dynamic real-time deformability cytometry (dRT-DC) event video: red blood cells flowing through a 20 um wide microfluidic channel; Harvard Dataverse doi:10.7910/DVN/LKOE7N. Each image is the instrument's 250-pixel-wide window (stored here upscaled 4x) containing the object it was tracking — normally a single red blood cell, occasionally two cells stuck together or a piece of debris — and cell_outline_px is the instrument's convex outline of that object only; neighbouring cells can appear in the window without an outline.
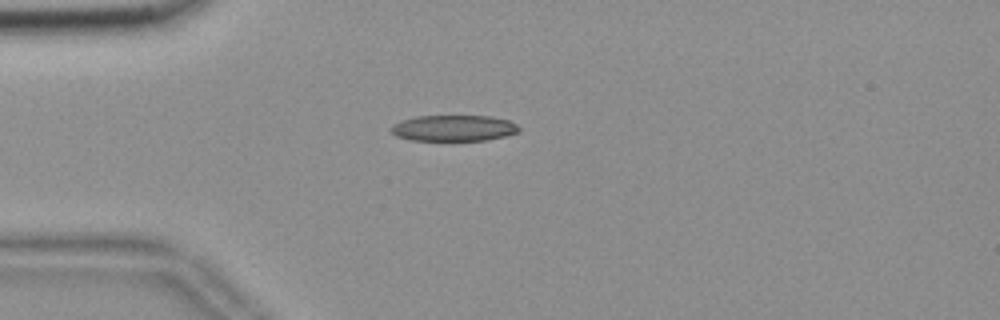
{"species": "common noctule bat (a hibernating species)", "species_latin": "Nyctalus noctula", "temperature_condition": "room temperature", "stored_images_in_passage": 42, "camera_frame_rate_fps": 3000, "um_per_image_px": 0.085, "animal": {"sex": "female", "body_mass_g": 18.4}, "frame": {"image": 1, "passage_image": 1, "time_ms": 0.0, "image_size_px": [1000, 320], "cell_outline_px": [[520, 132], [488, 140], [452, 144], [412, 140], [396, 136], [388, 128], [404, 120], [416, 116], [492, 116], [508, 120], [516, 124], [520, 128]], "centroid_in_image_um": [38.59, 10.95], "position_along_channel_um": 46.4, "area_um2": 20.4}}
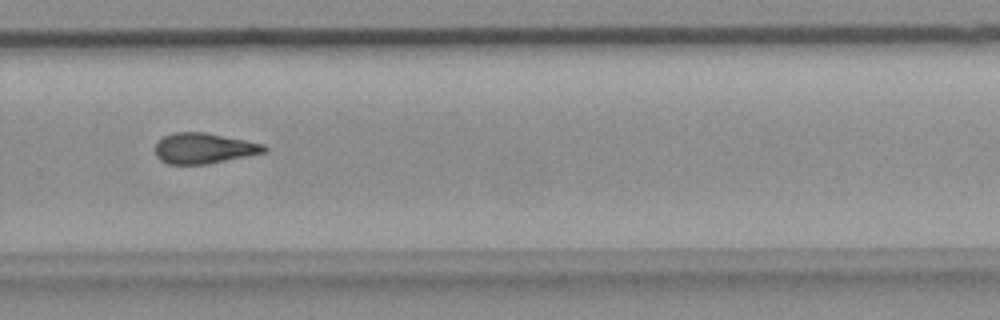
{"frame": {"image": 2, "passage_image": 24, "time_ms": 7.667, "image_size_px": [1000, 320], "cell_outline_px": [[268, 152], [208, 164], [168, 164], [160, 160], [156, 156], [156, 144], [164, 136], [176, 132], [204, 132], [264, 144], [268, 148]], "centroid_in_image_um": [17.35, 12.61], "position_along_channel_um": 312.4, "area_um2": 19.36}}
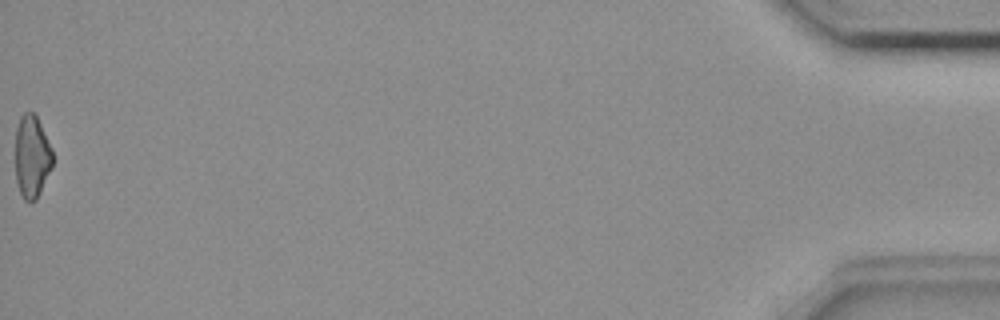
{"frame": {"image": 3, "passage_image": 42, "time_ms": 13.667, "image_size_px": [1000, 320], "cell_outline_px": [[52, 168], [36, 200], [32, 204], [24, 200], [20, 192], [16, 180], [16, 128], [20, 116], [24, 112], [36, 112], [52, 148]], "centroid_in_image_um": [2.72, 13.29], "position_along_channel_um": 432.5, "area_um2": 18.26}, "authors_computed_cell_mechanics": {"area_um2": 19.4786, "velocity_mm_per_s": 3.6896, "shape_relaxation_time_tau1_ms": null, "shape_relaxation_time_tau2_ms": 5.0928, "deformation_change_tau1": null, "deformation_change_tau2": 0.1475}}